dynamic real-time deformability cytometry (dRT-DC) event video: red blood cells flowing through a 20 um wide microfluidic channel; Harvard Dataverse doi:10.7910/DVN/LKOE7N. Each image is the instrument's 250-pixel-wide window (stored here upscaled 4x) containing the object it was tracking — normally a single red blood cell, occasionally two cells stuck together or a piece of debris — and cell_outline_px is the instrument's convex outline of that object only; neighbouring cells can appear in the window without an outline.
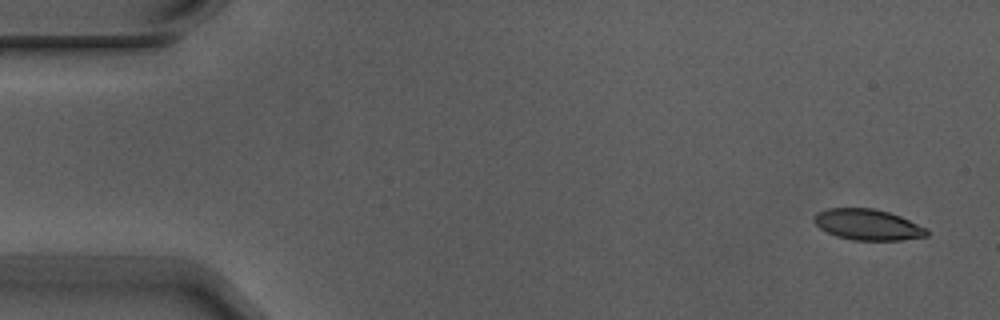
{"species": "Egyptian fruit bat (a non-hibernating species)", "species_latin": "Rousettus aegyptiacus", "temperature_condition": "warm", "stored_images_in_passage": 9, "camera_frame_rate_fps": 3000, "um_per_image_px": 0.085, "animal": {"sex": "male"}, "frame": {"image": 1, "passage_image": 1, "time_ms": 0.0, "image_size_px": [1000, 320], "cell_outline_px": [[928, 236], [900, 240], [852, 240], [836, 236], [820, 228], [812, 220], [816, 212], [828, 208], [872, 208], [888, 212], [900, 216], [928, 228]], "centroid_in_image_um": [73.75, 19.09], "position_along_channel_um": 11.2, "area_um2": 20.35}}
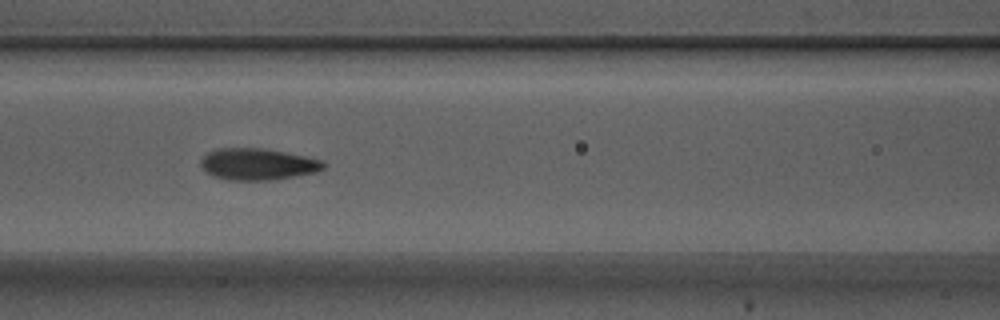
{"frame": {"image": 2, "passage_image": 7, "time_ms": 2.0, "image_size_px": [1000, 320], "cell_outline_px": [[328, 164], [324, 168], [316, 172], [276, 180], [228, 180], [212, 176], [204, 172], [200, 164], [200, 160], [208, 152], [220, 148], [260, 148], [284, 152], [304, 156], [320, 160]], "centroid_in_image_um": [21.88, 13.97], "position_along_channel_um": 144.7, "area_um2": 22.72}}
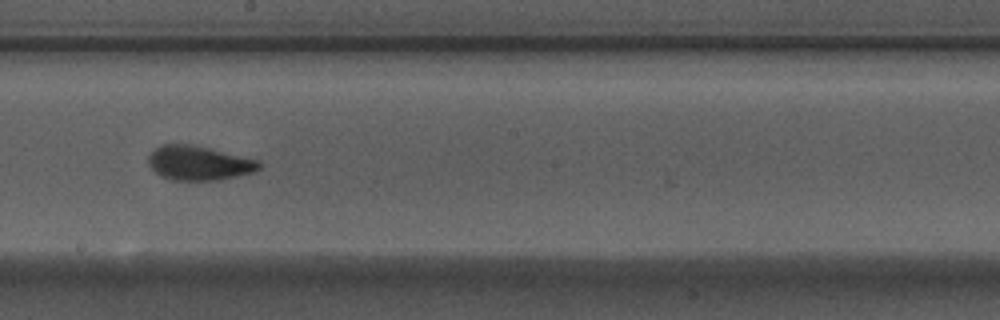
{"frame": {"image": 3, "passage_image": 9, "time_ms": 2.667, "image_size_px": [1000, 320], "cell_outline_px": [[264, 164], [256, 172], [216, 180], [172, 180], [160, 176], [148, 164], [148, 156], [156, 148], [164, 144], [188, 144], [208, 148], [260, 160]], "centroid_in_image_um": [16.94, 13.87], "position_along_channel_um": 231.3, "area_um2": 22.14}}